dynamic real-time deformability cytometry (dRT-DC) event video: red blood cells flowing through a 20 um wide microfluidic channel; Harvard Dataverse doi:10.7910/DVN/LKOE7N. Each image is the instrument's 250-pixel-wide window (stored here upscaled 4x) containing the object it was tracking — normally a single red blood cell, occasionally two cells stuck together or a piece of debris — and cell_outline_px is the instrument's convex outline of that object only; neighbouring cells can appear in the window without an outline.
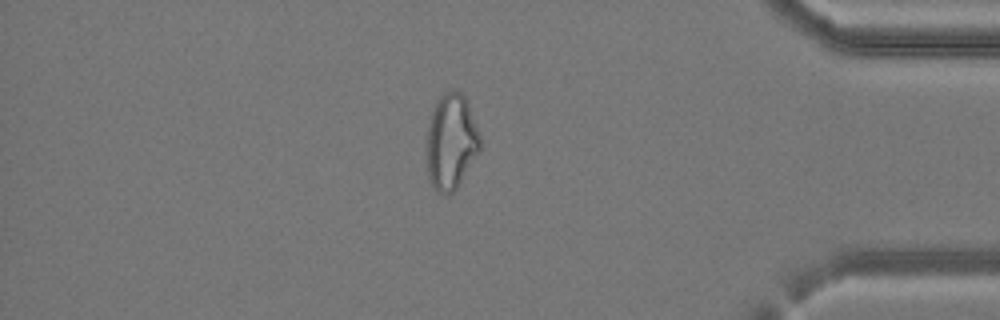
{"species": "common noctule bat (a hibernating species)", "species_latin": "Nyctalus noctula", "temperature_condition": "cold", "stored_images_in_passage": 41, "camera_frame_rate_fps": 3000, "um_per_image_px": 0.085, "animal": {"sex": "female", "body_mass_g": 24.6, "forearm_length_mm": 56.2}, "frame": {"image": 1, "passage_image": 35, "time_ms": 11.333, "image_size_px": [1000, 320], "cell_outline_px": [[480, 152], [456, 188], [452, 192], [440, 192], [428, 180], [428, 128], [432, 112], [440, 96], [444, 92], [456, 88], [464, 96], [468, 104], [480, 136]], "centroid_in_image_um": [38.37, 12.01], "position_along_channel_um": 396.8, "area_um2": 29.13}}